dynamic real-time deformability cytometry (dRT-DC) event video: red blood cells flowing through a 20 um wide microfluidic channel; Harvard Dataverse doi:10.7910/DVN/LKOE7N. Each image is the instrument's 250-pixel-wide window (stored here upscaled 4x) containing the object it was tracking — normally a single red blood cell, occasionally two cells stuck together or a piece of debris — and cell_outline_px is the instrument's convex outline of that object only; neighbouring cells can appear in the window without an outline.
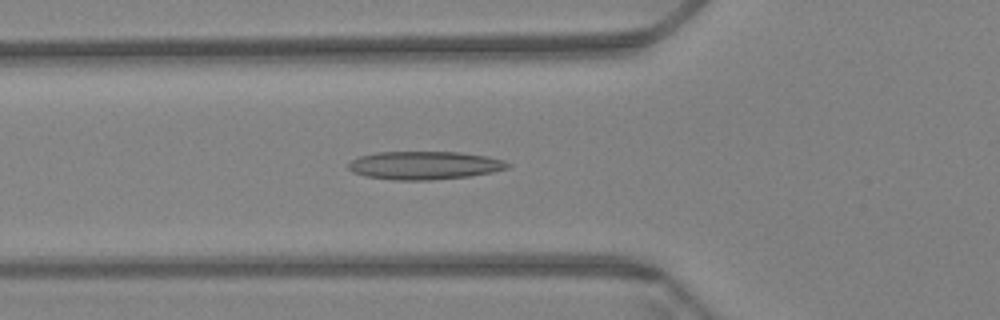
{"species": "Egyptian fruit bat (a non-hibernating species)", "species_latin": "Rousettus aegyptiacus", "temperature_condition": "warm", "stored_images_in_passage": 54, "camera_frame_rate_fps": 3000, "um_per_image_px": 0.085, "animal": {"sex": "female"}, "frame": {"image": 1, "passage_image": 21, "time_ms": 6.667, "image_size_px": [1000, 320], "cell_outline_px": [[512, 164], [508, 168], [492, 172], [468, 176], [428, 180], [392, 180], [368, 176], [356, 172], [348, 168], [348, 164], [352, 160], [360, 156], [376, 152], [460, 152], [488, 156], [504, 160]], "centroid_in_image_um": [36.13, 14.05], "position_along_channel_um": 89.7, "area_um2": 26.01}}
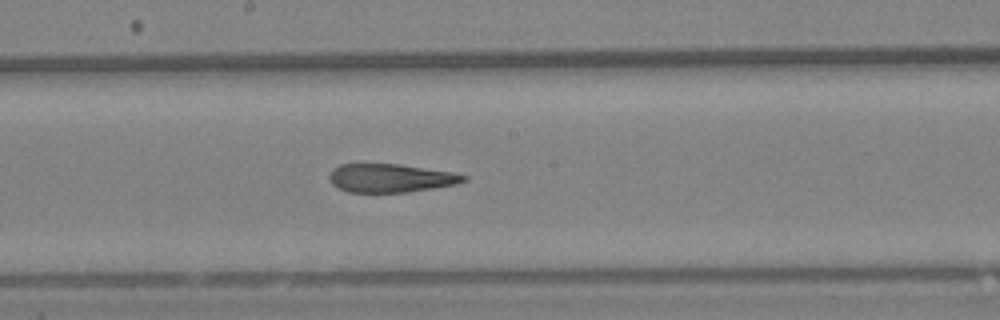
{"frame": {"image": 2, "passage_image": 32, "time_ms": 10.333, "image_size_px": [1000, 320], "cell_outline_px": [[468, 180], [456, 184], [408, 192], [348, 192], [332, 184], [328, 176], [332, 168], [340, 164], [400, 164], [452, 172], [468, 176]], "centroid_in_image_um": [33.19, 15.13], "position_along_channel_um": 215.0, "area_um2": 22.25}}
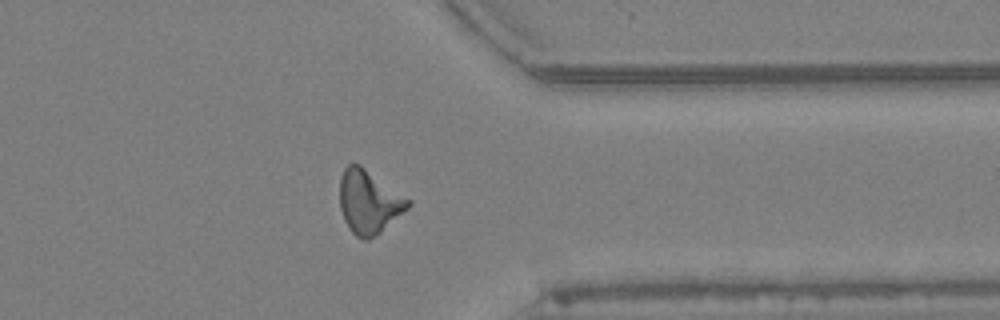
{"frame": {"image": 3, "passage_image": 47, "time_ms": 15.333, "image_size_px": [1000, 320], "cell_outline_px": [[412, 204], [408, 208], [380, 232], [368, 240], [360, 240], [352, 232], [344, 220], [340, 208], [340, 176], [344, 168], [348, 164], [360, 164], [412, 200]], "centroid_in_image_um": [31.35, 17.15], "position_along_channel_um": 380.0, "area_um2": 25.32}, "authors_computed_cell_mechanics": {"area_um2": 24.1315, "velocity_mm_per_s": 3.4216, "shape_relaxation_time_tau1_ms": null, "shape_relaxation_time_tau2_ms": 3.2249, "deformation_change_tau1": null, "deformation_change_tau2": 0.1491}}